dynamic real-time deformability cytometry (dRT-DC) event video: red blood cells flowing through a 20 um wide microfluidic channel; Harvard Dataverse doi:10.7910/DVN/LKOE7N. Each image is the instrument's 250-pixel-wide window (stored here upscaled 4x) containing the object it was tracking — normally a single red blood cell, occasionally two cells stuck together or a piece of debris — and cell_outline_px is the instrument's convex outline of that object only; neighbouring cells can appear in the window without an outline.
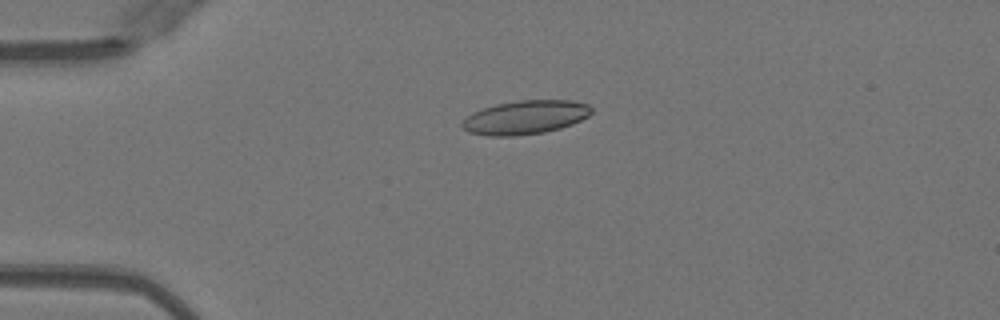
{"species": "Egyptian fruit bat (a non-hibernating species)", "species_latin": "Rousettus aegyptiacus", "temperature_condition": "warm", "stored_images_in_passage": 46, "camera_frame_rate_fps": 3000, "um_per_image_px": 0.085, "animal": {"sex": "female"}, "frame": {"image": 1, "passage_image": 8, "time_ms": 2.333, "image_size_px": [1000, 320], "cell_outline_px": [[592, 112], [588, 116], [572, 124], [560, 128], [544, 132], [516, 136], [488, 136], [468, 132], [460, 124], [472, 112], [496, 104], [516, 100], [572, 100], [588, 104], [592, 108]], "centroid_in_image_um": [44.65, 9.97], "position_along_channel_um": 40.3, "area_um2": 25.49}}
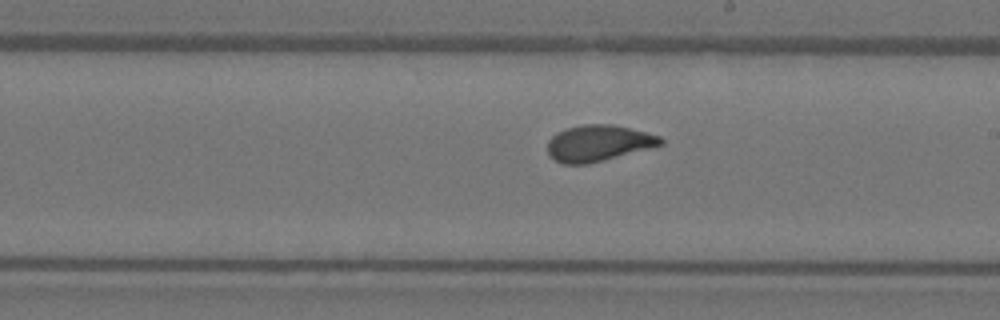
{"frame": {"image": 2, "passage_image": 25, "time_ms": 8.0, "image_size_px": [1000, 320], "cell_outline_px": [[664, 144], [588, 164], [564, 164], [548, 156], [548, 140], [556, 132], [564, 128], [584, 124], [612, 124], [660, 136], [664, 140]], "centroid_in_image_um": [50.82, 12.16], "position_along_channel_um": 238.2, "area_um2": 23.76}}
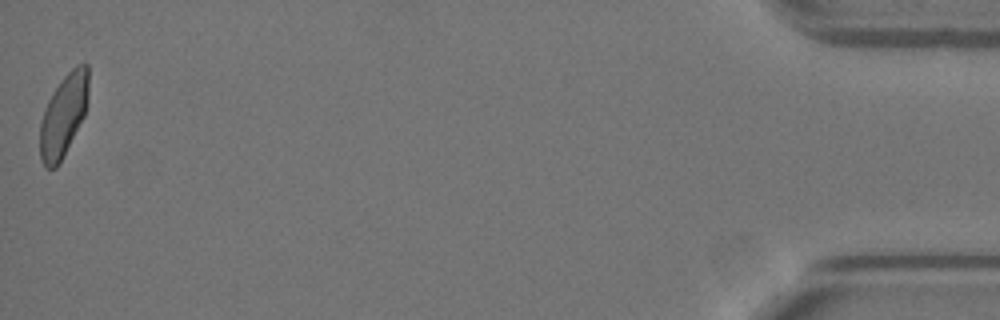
{"frame": {"image": 3, "passage_image": 46, "time_ms": 15.0, "image_size_px": [1000, 320], "cell_outline_px": [[88, 104], [84, 116], [56, 168], [44, 168], [40, 160], [40, 120], [44, 108], [52, 92], [60, 80], [76, 64], [88, 64]], "centroid_in_image_um": [5.38, 9.78], "position_along_channel_um": 429.8, "area_um2": 23.29}, "authors_computed_cell_mechanics": {"area_um2": 24.1315, "velocity_mm_per_s": 4.0566, "shape_relaxation_time_tau1_ms": 6.445, "shape_relaxation_time_tau2_ms": 0.8605, "deformation_change_tau1": 0.1852, "deformation_change_tau2": 0.0742}}